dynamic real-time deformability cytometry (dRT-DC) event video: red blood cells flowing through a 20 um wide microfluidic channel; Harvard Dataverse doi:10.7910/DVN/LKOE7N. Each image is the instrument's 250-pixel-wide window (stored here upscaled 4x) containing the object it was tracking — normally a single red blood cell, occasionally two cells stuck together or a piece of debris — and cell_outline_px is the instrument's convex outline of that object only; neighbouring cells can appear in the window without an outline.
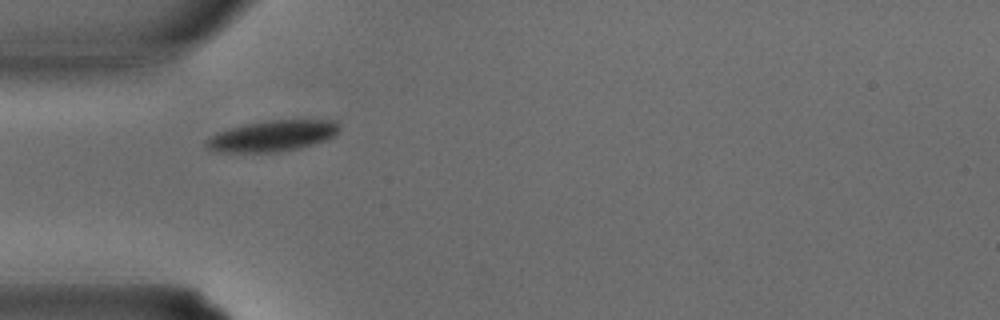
{"species": "common noctule bat (a hibernating species)", "species_latin": "Nyctalus noctula", "temperature_condition": "warm", "stored_images_in_passage": 25, "camera_frame_rate_fps": 3000, "um_per_image_px": 0.085, "animal": {"sex": "male", "body_mass_g": 15.6}, "frame": {"image": 1, "passage_image": 1, "time_ms": 0.0, "image_size_px": [1000, 320], "cell_outline_px": [[340, 128], [332, 136], [324, 140], [300, 148], [276, 152], [212, 152], [204, 144], [204, 140], [208, 136], [216, 132], [228, 128], [244, 124], [272, 120], [336, 120]], "centroid_in_image_um": [23.06, 11.55], "position_along_channel_um": 61.9, "area_um2": 24.1}}
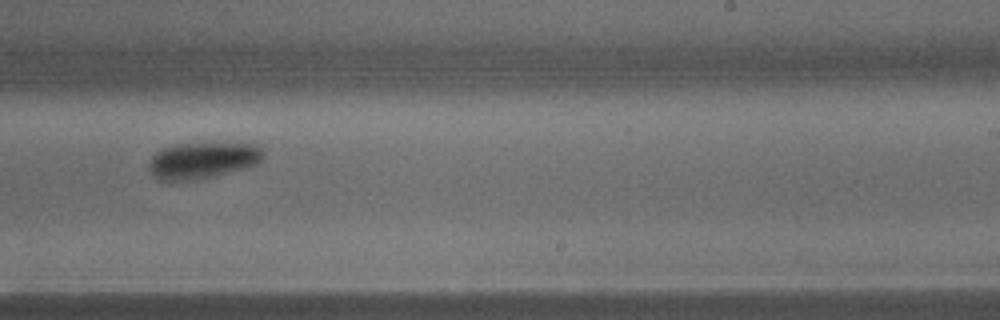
{"frame": {"image": 2, "passage_image": 12, "time_ms": 3.667, "image_size_px": [1000, 320], "cell_outline_px": [[264, 156], [256, 164], [244, 168], [212, 176], [188, 180], [160, 180], [152, 176], [148, 168], [148, 164], [152, 156], [156, 152], [172, 144], [260, 144], [264, 152]], "centroid_in_image_um": [17.2, 13.62], "position_along_channel_um": 271.8, "area_um2": 23.93}}
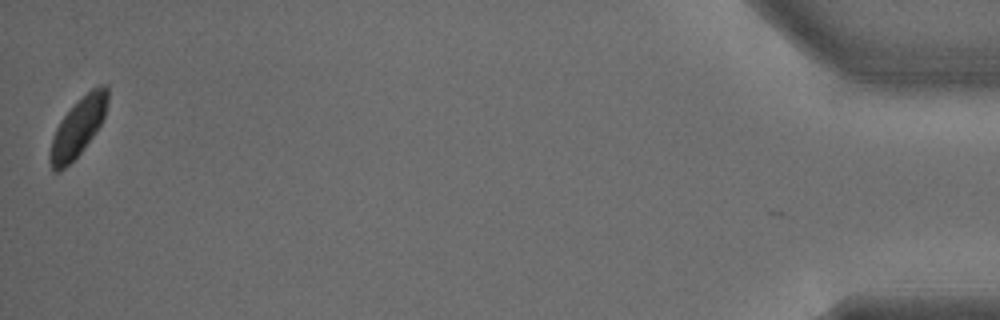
{"frame": {"image": 3, "passage_image": 25, "time_ms": 8.0, "image_size_px": [1000, 320], "cell_outline_px": [[108, 100], [104, 116], [96, 132], [80, 152], [60, 172], [52, 172], [48, 160], [48, 152], [56, 128], [60, 120], [92, 88], [100, 84], [108, 84]], "centroid_in_image_um": [6.61, 10.85], "position_along_channel_um": 428.6, "area_um2": 19.31}}